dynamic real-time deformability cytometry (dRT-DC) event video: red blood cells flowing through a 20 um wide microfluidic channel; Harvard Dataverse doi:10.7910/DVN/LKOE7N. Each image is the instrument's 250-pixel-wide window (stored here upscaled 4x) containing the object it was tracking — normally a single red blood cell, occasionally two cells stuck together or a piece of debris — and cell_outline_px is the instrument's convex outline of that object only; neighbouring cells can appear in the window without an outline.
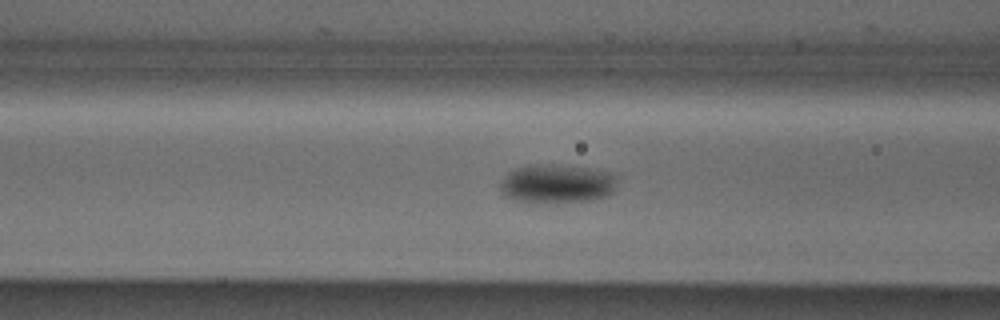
{"species": "Egyptian fruit bat (a non-hibernating species)", "species_latin": "Rousettus aegyptiacus", "temperature_condition": "cold", "stored_images_in_passage": 42, "camera_frame_rate_fps": 3000, "um_per_image_px": 0.085, "animal": {"sex": "male"}, "frame": {"image": 1, "passage_image": 9, "time_ms": 2.667, "image_size_px": [1000, 320], "cell_outline_px": [[616, 184], [612, 192], [608, 196], [592, 200], [516, 200], [508, 196], [500, 188], [500, 184], [504, 176], [508, 172], [516, 168], [536, 164], [556, 164], [588, 168], [608, 172], [616, 176]], "centroid_in_image_um": [47.37, 15.56], "position_along_channel_um": 119.2, "area_um2": 25.55}}
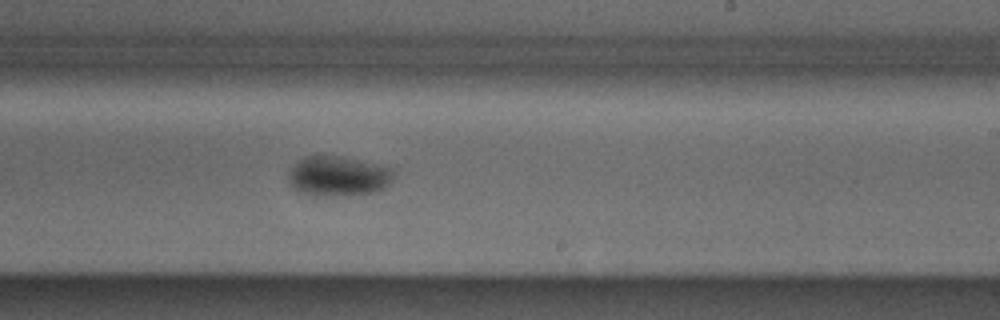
{"frame": {"image": 2, "passage_image": 20, "time_ms": 6.333, "image_size_px": [1000, 320], "cell_outline_px": [[392, 176], [388, 184], [384, 188], [376, 192], [312, 196], [300, 192], [292, 188], [288, 180], [288, 172], [304, 156], [340, 156], [392, 168]], "centroid_in_image_um": [28.69, 14.97], "position_along_channel_um": 260.3, "area_um2": 23.99}}
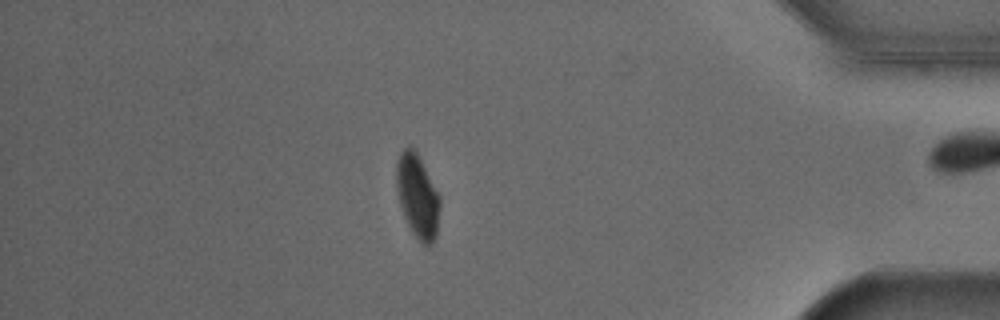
{"frame": {"image": 3, "passage_image": 34, "time_ms": 11.0, "image_size_px": [1000, 320], "cell_outline_px": [[440, 208], [436, 236], [432, 244], [420, 244], [412, 232], [404, 216], [400, 204], [396, 188], [396, 164], [400, 152], [408, 144], [412, 144], [416, 148], [440, 196]], "centroid_in_image_um": [35.49, 16.61], "position_along_channel_um": 399.7, "area_um2": 21.62}, "authors_computed_cell_mechanics": {"area_um2": 23.6113, "velocity_mm_per_s": 3.8545, "shape_relaxation_time_tau1_ms": 5.1714, "shape_relaxation_time_tau2_ms": null, "deformation_change_tau1": 0.0658, "deformation_change_tau2": null}}